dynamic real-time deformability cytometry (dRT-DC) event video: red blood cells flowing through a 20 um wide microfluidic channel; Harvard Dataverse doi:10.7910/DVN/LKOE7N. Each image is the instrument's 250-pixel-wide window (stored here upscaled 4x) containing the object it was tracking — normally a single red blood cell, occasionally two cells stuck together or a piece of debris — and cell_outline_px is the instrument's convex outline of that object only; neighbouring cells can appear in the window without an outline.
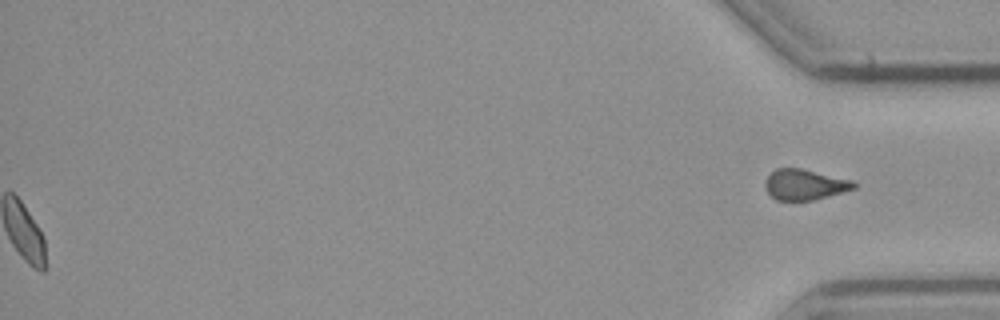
{"species": "common noctule bat (a hibernating species)", "species_latin": "Nyctalus noctula", "temperature_condition": "cold", "stored_images_in_passage": 57, "segment_of_instrument_passage": [2, 2], "camera_frame_rate_fps": 3000, "um_per_image_px": 0.085, "animal": {"sex": "male", "body_mass_g": 23.1, "forearm_length_mm": 52.7}, "frame": {"image": 1, "passage_image": 57, "time_ms": 18.667, "image_size_px": [1000, 320], "cell_outline_px": [[856, 188], [812, 200], [776, 200], [768, 192], [764, 184], [764, 180], [776, 168], [800, 168], [852, 180], [856, 184]], "centroid_in_image_um": [68.38, 15.68], "position_along_channel_um": 366.8, "area_um2": 15.61}}